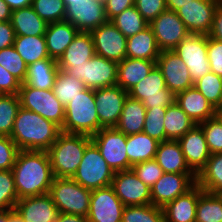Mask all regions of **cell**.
I'll return each instance as SVG.
<instances>
[{
    "mask_svg": "<svg viewBox=\"0 0 222 222\" xmlns=\"http://www.w3.org/2000/svg\"><path fill=\"white\" fill-rule=\"evenodd\" d=\"M91 192L72 178L54 177L48 194L59 212L87 217Z\"/></svg>",
    "mask_w": 222,
    "mask_h": 222,
    "instance_id": "obj_5",
    "label": "cell"
},
{
    "mask_svg": "<svg viewBox=\"0 0 222 222\" xmlns=\"http://www.w3.org/2000/svg\"><path fill=\"white\" fill-rule=\"evenodd\" d=\"M156 66V61L126 57L118 63L117 85L128 92Z\"/></svg>",
    "mask_w": 222,
    "mask_h": 222,
    "instance_id": "obj_27",
    "label": "cell"
},
{
    "mask_svg": "<svg viewBox=\"0 0 222 222\" xmlns=\"http://www.w3.org/2000/svg\"><path fill=\"white\" fill-rule=\"evenodd\" d=\"M14 210L24 222H56L59 214L49 194L19 199Z\"/></svg>",
    "mask_w": 222,
    "mask_h": 222,
    "instance_id": "obj_22",
    "label": "cell"
},
{
    "mask_svg": "<svg viewBox=\"0 0 222 222\" xmlns=\"http://www.w3.org/2000/svg\"><path fill=\"white\" fill-rule=\"evenodd\" d=\"M65 21L71 23L79 32H92L108 21L105 5L98 0H68Z\"/></svg>",
    "mask_w": 222,
    "mask_h": 222,
    "instance_id": "obj_12",
    "label": "cell"
},
{
    "mask_svg": "<svg viewBox=\"0 0 222 222\" xmlns=\"http://www.w3.org/2000/svg\"><path fill=\"white\" fill-rule=\"evenodd\" d=\"M12 172L18 200L48 194L54 179L47 151L19 150Z\"/></svg>",
    "mask_w": 222,
    "mask_h": 222,
    "instance_id": "obj_1",
    "label": "cell"
},
{
    "mask_svg": "<svg viewBox=\"0 0 222 222\" xmlns=\"http://www.w3.org/2000/svg\"><path fill=\"white\" fill-rule=\"evenodd\" d=\"M90 142V136L61 132L47 150L54 177L72 178Z\"/></svg>",
    "mask_w": 222,
    "mask_h": 222,
    "instance_id": "obj_3",
    "label": "cell"
},
{
    "mask_svg": "<svg viewBox=\"0 0 222 222\" xmlns=\"http://www.w3.org/2000/svg\"><path fill=\"white\" fill-rule=\"evenodd\" d=\"M178 141L188 167L197 176L211 156L202 128L195 125Z\"/></svg>",
    "mask_w": 222,
    "mask_h": 222,
    "instance_id": "obj_21",
    "label": "cell"
},
{
    "mask_svg": "<svg viewBox=\"0 0 222 222\" xmlns=\"http://www.w3.org/2000/svg\"><path fill=\"white\" fill-rule=\"evenodd\" d=\"M58 72L57 60L42 59L28 65L24 83L33 88L49 90L54 86Z\"/></svg>",
    "mask_w": 222,
    "mask_h": 222,
    "instance_id": "obj_30",
    "label": "cell"
},
{
    "mask_svg": "<svg viewBox=\"0 0 222 222\" xmlns=\"http://www.w3.org/2000/svg\"><path fill=\"white\" fill-rule=\"evenodd\" d=\"M95 55L90 32H78L74 40L57 60L58 68H72L87 63Z\"/></svg>",
    "mask_w": 222,
    "mask_h": 222,
    "instance_id": "obj_25",
    "label": "cell"
},
{
    "mask_svg": "<svg viewBox=\"0 0 222 222\" xmlns=\"http://www.w3.org/2000/svg\"><path fill=\"white\" fill-rule=\"evenodd\" d=\"M135 175L150 188L164 174L155 159L140 162L131 167Z\"/></svg>",
    "mask_w": 222,
    "mask_h": 222,
    "instance_id": "obj_48",
    "label": "cell"
},
{
    "mask_svg": "<svg viewBox=\"0 0 222 222\" xmlns=\"http://www.w3.org/2000/svg\"><path fill=\"white\" fill-rule=\"evenodd\" d=\"M204 190L196 183L186 193L180 195L164 207V222H195L199 196Z\"/></svg>",
    "mask_w": 222,
    "mask_h": 222,
    "instance_id": "obj_23",
    "label": "cell"
},
{
    "mask_svg": "<svg viewBox=\"0 0 222 222\" xmlns=\"http://www.w3.org/2000/svg\"><path fill=\"white\" fill-rule=\"evenodd\" d=\"M0 222H5V211H0Z\"/></svg>",
    "mask_w": 222,
    "mask_h": 222,
    "instance_id": "obj_62",
    "label": "cell"
},
{
    "mask_svg": "<svg viewBox=\"0 0 222 222\" xmlns=\"http://www.w3.org/2000/svg\"><path fill=\"white\" fill-rule=\"evenodd\" d=\"M15 37L11 21L0 22V50L13 46Z\"/></svg>",
    "mask_w": 222,
    "mask_h": 222,
    "instance_id": "obj_54",
    "label": "cell"
},
{
    "mask_svg": "<svg viewBox=\"0 0 222 222\" xmlns=\"http://www.w3.org/2000/svg\"><path fill=\"white\" fill-rule=\"evenodd\" d=\"M64 1V4L65 6L68 4V0H63Z\"/></svg>",
    "mask_w": 222,
    "mask_h": 222,
    "instance_id": "obj_64",
    "label": "cell"
},
{
    "mask_svg": "<svg viewBox=\"0 0 222 222\" xmlns=\"http://www.w3.org/2000/svg\"><path fill=\"white\" fill-rule=\"evenodd\" d=\"M111 186L124 206L151 204L150 187L132 170L115 172Z\"/></svg>",
    "mask_w": 222,
    "mask_h": 222,
    "instance_id": "obj_19",
    "label": "cell"
},
{
    "mask_svg": "<svg viewBox=\"0 0 222 222\" xmlns=\"http://www.w3.org/2000/svg\"><path fill=\"white\" fill-rule=\"evenodd\" d=\"M128 96L141 101L146 109L167 108L175 102V95L166 87L157 65L146 78L128 91Z\"/></svg>",
    "mask_w": 222,
    "mask_h": 222,
    "instance_id": "obj_9",
    "label": "cell"
},
{
    "mask_svg": "<svg viewBox=\"0 0 222 222\" xmlns=\"http://www.w3.org/2000/svg\"><path fill=\"white\" fill-rule=\"evenodd\" d=\"M128 92L119 85L94 89L100 129L115 127L122 113Z\"/></svg>",
    "mask_w": 222,
    "mask_h": 222,
    "instance_id": "obj_17",
    "label": "cell"
},
{
    "mask_svg": "<svg viewBox=\"0 0 222 222\" xmlns=\"http://www.w3.org/2000/svg\"><path fill=\"white\" fill-rule=\"evenodd\" d=\"M20 100L16 94H0V135L9 136L20 109Z\"/></svg>",
    "mask_w": 222,
    "mask_h": 222,
    "instance_id": "obj_40",
    "label": "cell"
},
{
    "mask_svg": "<svg viewBox=\"0 0 222 222\" xmlns=\"http://www.w3.org/2000/svg\"><path fill=\"white\" fill-rule=\"evenodd\" d=\"M222 0H193L176 11L190 34L208 35L214 13Z\"/></svg>",
    "mask_w": 222,
    "mask_h": 222,
    "instance_id": "obj_14",
    "label": "cell"
},
{
    "mask_svg": "<svg viewBox=\"0 0 222 222\" xmlns=\"http://www.w3.org/2000/svg\"><path fill=\"white\" fill-rule=\"evenodd\" d=\"M13 46L15 47L17 53L25 61L27 66L36 61L50 58L47 51L46 39L44 35H16Z\"/></svg>",
    "mask_w": 222,
    "mask_h": 222,
    "instance_id": "obj_35",
    "label": "cell"
},
{
    "mask_svg": "<svg viewBox=\"0 0 222 222\" xmlns=\"http://www.w3.org/2000/svg\"><path fill=\"white\" fill-rule=\"evenodd\" d=\"M114 170L101 156L97 146L91 141L85 148L82 160L72 179L84 188L94 190L110 186Z\"/></svg>",
    "mask_w": 222,
    "mask_h": 222,
    "instance_id": "obj_6",
    "label": "cell"
},
{
    "mask_svg": "<svg viewBox=\"0 0 222 222\" xmlns=\"http://www.w3.org/2000/svg\"><path fill=\"white\" fill-rule=\"evenodd\" d=\"M0 65L21 83H24L28 66L14 46L0 50Z\"/></svg>",
    "mask_w": 222,
    "mask_h": 222,
    "instance_id": "obj_44",
    "label": "cell"
},
{
    "mask_svg": "<svg viewBox=\"0 0 222 222\" xmlns=\"http://www.w3.org/2000/svg\"><path fill=\"white\" fill-rule=\"evenodd\" d=\"M195 125L175 102L167 107L164 120L166 140H179Z\"/></svg>",
    "mask_w": 222,
    "mask_h": 222,
    "instance_id": "obj_36",
    "label": "cell"
},
{
    "mask_svg": "<svg viewBox=\"0 0 222 222\" xmlns=\"http://www.w3.org/2000/svg\"><path fill=\"white\" fill-rule=\"evenodd\" d=\"M90 34L96 55L118 63L126 58L127 38L111 21L95 28Z\"/></svg>",
    "mask_w": 222,
    "mask_h": 222,
    "instance_id": "obj_16",
    "label": "cell"
},
{
    "mask_svg": "<svg viewBox=\"0 0 222 222\" xmlns=\"http://www.w3.org/2000/svg\"><path fill=\"white\" fill-rule=\"evenodd\" d=\"M32 7L47 24L65 21L66 6L63 0H33Z\"/></svg>",
    "mask_w": 222,
    "mask_h": 222,
    "instance_id": "obj_43",
    "label": "cell"
},
{
    "mask_svg": "<svg viewBox=\"0 0 222 222\" xmlns=\"http://www.w3.org/2000/svg\"><path fill=\"white\" fill-rule=\"evenodd\" d=\"M190 1L193 0H166V8L176 12L181 8V6L186 5Z\"/></svg>",
    "mask_w": 222,
    "mask_h": 222,
    "instance_id": "obj_59",
    "label": "cell"
},
{
    "mask_svg": "<svg viewBox=\"0 0 222 222\" xmlns=\"http://www.w3.org/2000/svg\"><path fill=\"white\" fill-rule=\"evenodd\" d=\"M195 222H222V194L204 191L199 196Z\"/></svg>",
    "mask_w": 222,
    "mask_h": 222,
    "instance_id": "obj_37",
    "label": "cell"
},
{
    "mask_svg": "<svg viewBox=\"0 0 222 222\" xmlns=\"http://www.w3.org/2000/svg\"><path fill=\"white\" fill-rule=\"evenodd\" d=\"M12 10L9 5L4 1L0 0V22L10 21Z\"/></svg>",
    "mask_w": 222,
    "mask_h": 222,
    "instance_id": "obj_58",
    "label": "cell"
},
{
    "mask_svg": "<svg viewBox=\"0 0 222 222\" xmlns=\"http://www.w3.org/2000/svg\"><path fill=\"white\" fill-rule=\"evenodd\" d=\"M56 222H88L87 217L59 212Z\"/></svg>",
    "mask_w": 222,
    "mask_h": 222,
    "instance_id": "obj_56",
    "label": "cell"
},
{
    "mask_svg": "<svg viewBox=\"0 0 222 222\" xmlns=\"http://www.w3.org/2000/svg\"><path fill=\"white\" fill-rule=\"evenodd\" d=\"M216 119L222 123V105L215 108V115Z\"/></svg>",
    "mask_w": 222,
    "mask_h": 222,
    "instance_id": "obj_61",
    "label": "cell"
},
{
    "mask_svg": "<svg viewBox=\"0 0 222 222\" xmlns=\"http://www.w3.org/2000/svg\"><path fill=\"white\" fill-rule=\"evenodd\" d=\"M12 11L32 6L33 0H4Z\"/></svg>",
    "mask_w": 222,
    "mask_h": 222,
    "instance_id": "obj_57",
    "label": "cell"
},
{
    "mask_svg": "<svg viewBox=\"0 0 222 222\" xmlns=\"http://www.w3.org/2000/svg\"><path fill=\"white\" fill-rule=\"evenodd\" d=\"M207 36L222 41V2L215 10L212 26Z\"/></svg>",
    "mask_w": 222,
    "mask_h": 222,
    "instance_id": "obj_55",
    "label": "cell"
},
{
    "mask_svg": "<svg viewBox=\"0 0 222 222\" xmlns=\"http://www.w3.org/2000/svg\"><path fill=\"white\" fill-rule=\"evenodd\" d=\"M101 4L106 5V3L108 2V0H98Z\"/></svg>",
    "mask_w": 222,
    "mask_h": 222,
    "instance_id": "obj_63",
    "label": "cell"
},
{
    "mask_svg": "<svg viewBox=\"0 0 222 222\" xmlns=\"http://www.w3.org/2000/svg\"><path fill=\"white\" fill-rule=\"evenodd\" d=\"M19 148L9 136L0 135V170H10L15 164Z\"/></svg>",
    "mask_w": 222,
    "mask_h": 222,
    "instance_id": "obj_49",
    "label": "cell"
},
{
    "mask_svg": "<svg viewBox=\"0 0 222 222\" xmlns=\"http://www.w3.org/2000/svg\"><path fill=\"white\" fill-rule=\"evenodd\" d=\"M135 5V0H108L105 5V14L108 21L119 15L125 9Z\"/></svg>",
    "mask_w": 222,
    "mask_h": 222,
    "instance_id": "obj_53",
    "label": "cell"
},
{
    "mask_svg": "<svg viewBox=\"0 0 222 222\" xmlns=\"http://www.w3.org/2000/svg\"><path fill=\"white\" fill-rule=\"evenodd\" d=\"M160 53L150 26L127 38L126 57L157 61Z\"/></svg>",
    "mask_w": 222,
    "mask_h": 222,
    "instance_id": "obj_29",
    "label": "cell"
},
{
    "mask_svg": "<svg viewBox=\"0 0 222 222\" xmlns=\"http://www.w3.org/2000/svg\"><path fill=\"white\" fill-rule=\"evenodd\" d=\"M21 82L0 65V94L18 95Z\"/></svg>",
    "mask_w": 222,
    "mask_h": 222,
    "instance_id": "obj_52",
    "label": "cell"
},
{
    "mask_svg": "<svg viewBox=\"0 0 222 222\" xmlns=\"http://www.w3.org/2000/svg\"><path fill=\"white\" fill-rule=\"evenodd\" d=\"M135 7L148 23L167 9L166 0H135Z\"/></svg>",
    "mask_w": 222,
    "mask_h": 222,
    "instance_id": "obj_50",
    "label": "cell"
},
{
    "mask_svg": "<svg viewBox=\"0 0 222 222\" xmlns=\"http://www.w3.org/2000/svg\"><path fill=\"white\" fill-rule=\"evenodd\" d=\"M159 142L145 133L127 135L126 153L131 167L155 157Z\"/></svg>",
    "mask_w": 222,
    "mask_h": 222,
    "instance_id": "obj_33",
    "label": "cell"
},
{
    "mask_svg": "<svg viewBox=\"0 0 222 222\" xmlns=\"http://www.w3.org/2000/svg\"><path fill=\"white\" fill-rule=\"evenodd\" d=\"M196 184L194 173H164L150 188L151 204L164 207Z\"/></svg>",
    "mask_w": 222,
    "mask_h": 222,
    "instance_id": "obj_15",
    "label": "cell"
},
{
    "mask_svg": "<svg viewBox=\"0 0 222 222\" xmlns=\"http://www.w3.org/2000/svg\"><path fill=\"white\" fill-rule=\"evenodd\" d=\"M207 55L211 72L222 77V41L208 37Z\"/></svg>",
    "mask_w": 222,
    "mask_h": 222,
    "instance_id": "obj_51",
    "label": "cell"
},
{
    "mask_svg": "<svg viewBox=\"0 0 222 222\" xmlns=\"http://www.w3.org/2000/svg\"><path fill=\"white\" fill-rule=\"evenodd\" d=\"M146 117V108L139 100L127 97L123 104L122 113L115 126L125 135L142 133Z\"/></svg>",
    "mask_w": 222,
    "mask_h": 222,
    "instance_id": "obj_31",
    "label": "cell"
},
{
    "mask_svg": "<svg viewBox=\"0 0 222 222\" xmlns=\"http://www.w3.org/2000/svg\"><path fill=\"white\" fill-rule=\"evenodd\" d=\"M79 30L66 21L49 23L44 34L50 58L58 60Z\"/></svg>",
    "mask_w": 222,
    "mask_h": 222,
    "instance_id": "obj_26",
    "label": "cell"
},
{
    "mask_svg": "<svg viewBox=\"0 0 222 222\" xmlns=\"http://www.w3.org/2000/svg\"><path fill=\"white\" fill-rule=\"evenodd\" d=\"M111 22L126 38L137 34L149 26V23L143 18L135 5L115 16Z\"/></svg>",
    "mask_w": 222,
    "mask_h": 222,
    "instance_id": "obj_39",
    "label": "cell"
},
{
    "mask_svg": "<svg viewBox=\"0 0 222 222\" xmlns=\"http://www.w3.org/2000/svg\"><path fill=\"white\" fill-rule=\"evenodd\" d=\"M91 141L114 172L130 170L126 153L127 135L115 127L101 128L91 137Z\"/></svg>",
    "mask_w": 222,
    "mask_h": 222,
    "instance_id": "obj_10",
    "label": "cell"
},
{
    "mask_svg": "<svg viewBox=\"0 0 222 222\" xmlns=\"http://www.w3.org/2000/svg\"><path fill=\"white\" fill-rule=\"evenodd\" d=\"M198 125L204 132L210 153H222V123L214 116Z\"/></svg>",
    "mask_w": 222,
    "mask_h": 222,
    "instance_id": "obj_47",
    "label": "cell"
},
{
    "mask_svg": "<svg viewBox=\"0 0 222 222\" xmlns=\"http://www.w3.org/2000/svg\"><path fill=\"white\" fill-rule=\"evenodd\" d=\"M122 222H164V211L153 204L125 206Z\"/></svg>",
    "mask_w": 222,
    "mask_h": 222,
    "instance_id": "obj_41",
    "label": "cell"
},
{
    "mask_svg": "<svg viewBox=\"0 0 222 222\" xmlns=\"http://www.w3.org/2000/svg\"><path fill=\"white\" fill-rule=\"evenodd\" d=\"M100 130L94 89L86 88L65 107V120L61 132L92 137Z\"/></svg>",
    "mask_w": 222,
    "mask_h": 222,
    "instance_id": "obj_4",
    "label": "cell"
},
{
    "mask_svg": "<svg viewBox=\"0 0 222 222\" xmlns=\"http://www.w3.org/2000/svg\"><path fill=\"white\" fill-rule=\"evenodd\" d=\"M60 133L61 128L52 121L20 107L10 138L19 150L47 151Z\"/></svg>",
    "mask_w": 222,
    "mask_h": 222,
    "instance_id": "obj_2",
    "label": "cell"
},
{
    "mask_svg": "<svg viewBox=\"0 0 222 222\" xmlns=\"http://www.w3.org/2000/svg\"><path fill=\"white\" fill-rule=\"evenodd\" d=\"M59 69L82 81L86 88L99 89L117 85L118 62L96 54L85 64Z\"/></svg>",
    "mask_w": 222,
    "mask_h": 222,
    "instance_id": "obj_7",
    "label": "cell"
},
{
    "mask_svg": "<svg viewBox=\"0 0 222 222\" xmlns=\"http://www.w3.org/2000/svg\"><path fill=\"white\" fill-rule=\"evenodd\" d=\"M17 201L12 169L0 170V211L14 210Z\"/></svg>",
    "mask_w": 222,
    "mask_h": 222,
    "instance_id": "obj_46",
    "label": "cell"
},
{
    "mask_svg": "<svg viewBox=\"0 0 222 222\" xmlns=\"http://www.w3.org/2000/svg\"><path fill=\"white\" fill-rule=\"evenodd\" d=\"M207 101L217 108L222 105V77L213 72H208L202 78L198 79L194 86Z\"/></svg>",
    "mask_w": 222,
    "mask_h": 222,
    "instance_id": "obj_42",
    "label": "cell"
},
{
    "mask_svg": "<svg viewBox=\"0 0 222 222\" xmlns=\"http://www.w3.org/2000/svg\"><path fill=\"white\" fill-rule=\"evenodd\" d=\"M10 21L15 34L21 36L44 35L48 25L32 6L12 11Z\"/></svg>",
    "mask_w": 222,
    "mask_h": 222,
    "instance_id": "obj_32",
    "label": "cell"
},
{
    "mask_svg": "<svg viewBox=\"0 0 222 222\" xmlns=\"http://www.w3.org/2000/svg\"><path fill=\"white\" fill-rule=\"evenodd\" d=\"M167 108L146 109L143 133L158 142L166 141L164 120Z\"/></svg>",
    "mask_w": 222,
    "mask_h": 222,
    "instance_id": "obj_45",
    "label": "cell"
},
{
    "mask_svg": "<svg viewBox=\"0 0 222 222\" xmlns=\"http://www.w3.org/2000/svg\"><path fill=\"white\" fill-rule=\"evenodd\" d=\"M124 207L111 185L94 189L91 192L88 222H120Z\"/></svg>",
    "mask_w": 222,
    "mask_h": 222,
    "instance_id": "obj_18",
    "label": "cell"
},
{
    "mask_svg": "<svg viewBox=\"0 0 222 222\" xmlns=\"http://www.w3.org/2000/svg\"><path fill=\"white\" fill-rule=\"evenodd\" d=\"M161 51H173L190 32L176 12L166 9L149 23Z\"/></svg>",
    "mask_w": 222,
    "mask_h": 222,
    "instance_id": "obj_13",
    "label": "cell"
},
{
    "mask_svg": "<svg viewBox=\"0 0 222 222\" xmlns=\"http://www.w3.org/2000/svg\"><path fill=\"white\" fill-rule=\"evenodd\" d=\"M156 65L162 72L166 87L174 95L194 86L188 67L173 51H161Z\"/></svg>",
    "mask_w": 222,
    "mask_h": 222,
    "instance_id": "obj_20",
    "label": "cell"
},
{
    "mask_svg": "<svg viewBox=\"0 0 222 222\" xmlns=\"http://www.w3.org/2000/svg\"><path fill=\"white\" fill-rule=\"evenodd\" d=\"M196 183L212 194H222V153L211 154L205 167L196 176Z\"/></svg>",
    "mask_w": 222,
    "mask_h": 222,
    "instance_id": "obj_34",
    "label": "cell"
},
{
    "mask_svg": "<svg viewBox=\"0 0 222 222\" xmlns=\"http://www.w3.org/2000/svg\"><path fill=\"white\" fill-rule=\"evenodd\" d=\"M207 45V35L189 34L173 50L188 67L193 83L211 71Z\"/></svg>",
    "mask_w": 222,
    "mask_h": 222,
    "instance_id": "obj_11",
    "label": "cell"
},
{
    "mask_svg": "<svg viewBox=\"0 0 222 222\" xmlns=\"http://www.w3.org/2000/svg\"><path fill=\"white\" fill-rule=\"evenodd\" d=\"M5 222H24L15 210L5 211Z\"/></svg>",
    "mask_w": 222,
    "mask_h": 222,
    "instance_id": "obj_60",
    "label": "cell"
},
{
    "mask_svg": "<svg viewBox=\"0 0 222 222\" xmlns=\"http://www.w3.org/2000/svg\"><path fill=\"white\" fill-rule=\"evenodd\" d=\"M154 159L164 173H193L185 161L178 140L159 142Z\"/></svg>",
    "mask_w": 222,
    "mask_h": 222,
    "instance_id": "obj_28",
    "label": "cell"
},
{
    "mask_svg": "<svg viewBox=\"0 0 222 222\" xmlns=\"http://www.w3.org/2000/svg\"><path fill=\"white\" fill-rule=\"evenodd\" d=\"M175 103L198 125L215 115V108L195 87L175 95Z\"/></svg>",
    "mask_w": 222,
    "mask_h": 222,
    "instance_id": "obj_24",
    "label": "cell"
},
{
    "mask_svg": "<svg viewBox=\"0 0 222 222\" xmlns=\"http://www.w3.org/2000/svg\"><path fill=\"white\" fill-rule=\"evenodd\" d=\"M85 89L86 87L82 81L59 69L51 90L56 98L66 107L75 96L81 94Z\"/></svg>",
    "mask_w": 222,
    "mask_h": 222,
    "instance_id": "obj_38",
    "label": "cell"
},
{
    "mask_svg": "<svg viewBox=\"0 0 222 222\" xmlns=\"http://www.w3.org/2000/svg\"><path fill=\"white\" fill-rule=\"evenodd\" d=\"M18 97L21 107L39 114L62 128L65 120V106L56 98L51 89L41 90L21 83Z\"/></svg>",
    "mask_w": 222,
    "mask_h": 222,
    "instance_id": "obj_8",
    "label": "cell"
}]
</instances>
